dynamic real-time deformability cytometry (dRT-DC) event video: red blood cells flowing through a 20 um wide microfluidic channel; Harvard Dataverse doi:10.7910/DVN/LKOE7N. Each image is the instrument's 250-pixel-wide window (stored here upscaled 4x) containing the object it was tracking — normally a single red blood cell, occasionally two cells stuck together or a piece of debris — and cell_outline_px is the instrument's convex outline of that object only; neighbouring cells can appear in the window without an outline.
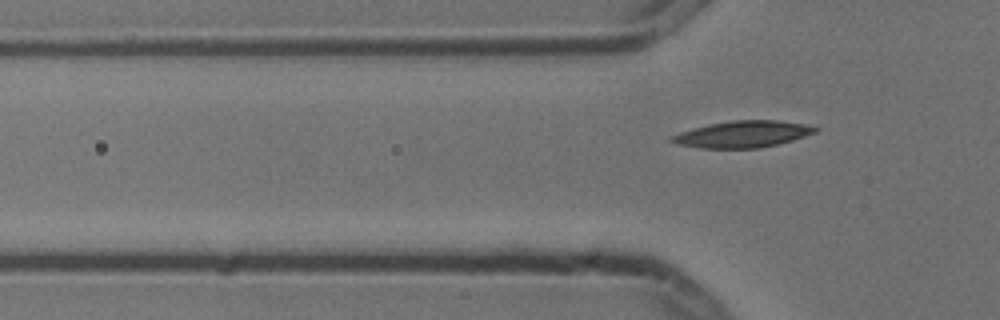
{"species": "common noctule bat (a hibernating species)", "species_latin": "Nyctalus noctula", "temperature_condition": "cold", "stored_images_in_passage": 3, "segment_of_instrument_passage": [2, 2], "camera_frame_rate_fps": 3000, "um_per_image_px": 0.085, "animal": {"sex": "male", "body_mass_g": 13.3}, "frame": {"image": 1, "passage_image": 3, "time_ms": 0.667, "image_size_px": [1000, 320], "cell_outline_px": [[820, 128], [816, 132], [792, 140], [760, 148], [700, 148], [676, 144], [668, 140], [668, 136], [692, 128], [708, 124], [732, 120], [776, 120], [804, 124]], "centroid_in_image_um": [63.06, 11.4], "position_along_channel_um": 62.7, "area_um2": 22.31}}